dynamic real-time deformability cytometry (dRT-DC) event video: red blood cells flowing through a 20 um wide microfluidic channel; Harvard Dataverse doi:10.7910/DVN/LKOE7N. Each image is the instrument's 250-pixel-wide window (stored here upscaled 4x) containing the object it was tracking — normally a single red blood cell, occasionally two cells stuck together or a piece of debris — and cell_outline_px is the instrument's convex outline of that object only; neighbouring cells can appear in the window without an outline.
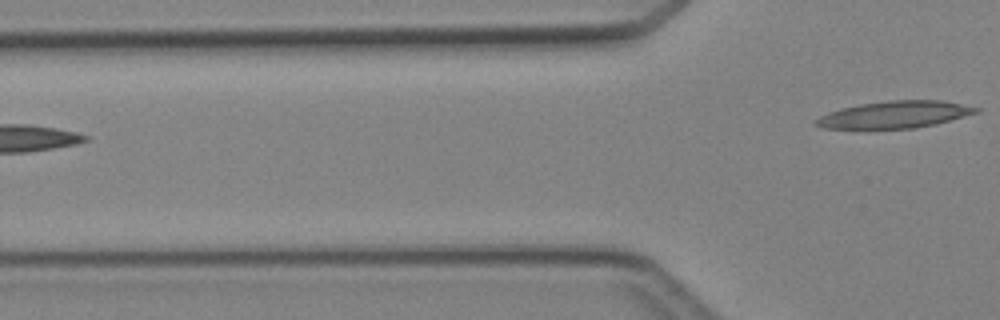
{"species": "Egyptian fruit bat (a non-hibernating species)", "species_latin": "Rousettus aegyptiacus", "temperature_condition": "cold", "stored_images_in_passage": 2, "camera_frame_rate_fps": 3000, "um_per_image_px": 0.085, "animal": {"sex": "female"}, "frame": {"image": 1, "passage_image": 2, "time_ms": 1.333, "image_size_px": [1000, 320], "cell_outline_px": [[980, 112], [936, 124], [912, 128], [824, 128], [812, 124], [812, 120], [820, 116], [840, 108], [860, 104], [888, 100], [940, 100], [980, 108]], "centroid_in_image_um": [76.03, 9.73], "position_along_channel_um": 49.8, "area_um2": 25.09}}